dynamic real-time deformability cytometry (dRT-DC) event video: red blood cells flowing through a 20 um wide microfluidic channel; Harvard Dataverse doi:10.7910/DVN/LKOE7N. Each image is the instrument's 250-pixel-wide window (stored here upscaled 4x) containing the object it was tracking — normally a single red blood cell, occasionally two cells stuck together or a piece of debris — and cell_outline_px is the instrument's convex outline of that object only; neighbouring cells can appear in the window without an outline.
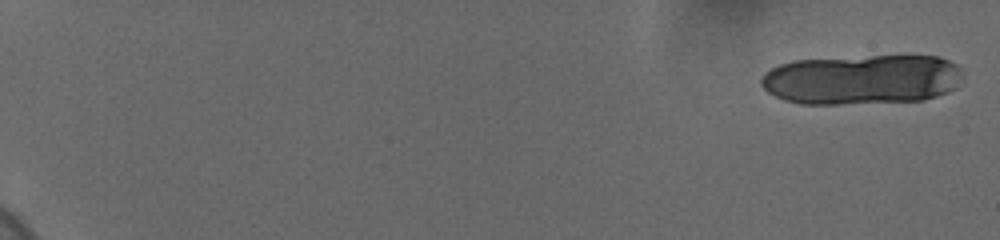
{"species": "human", "species_latin": "Homo sapiens", "temperature_condition": "cold", "stored_images_in_passage": 12, "camera_frame_rate_fps": 3000, "um_per_image_px": 0.085, "donor": {"sex": "female"}, "frame": {"image": 1, "passage_image": 1, "time_ms": 0.0, "image_size_px": [1000, 240], "cell_outline_px": [[960, 68], [956, 88], [948, 92], [924, 100], [836, 104], [800, 104], [784, 100], [768, 92], [760, 84], [760, 80], [764, 72], [780, 64], [792, 60], [872, 56], [936, 56], [948, 60], [956, 64]], "centroid_in_image_um": [73.21, 6.76], "position_along_channel_um": 11.8, "area_um2": 58.61}}
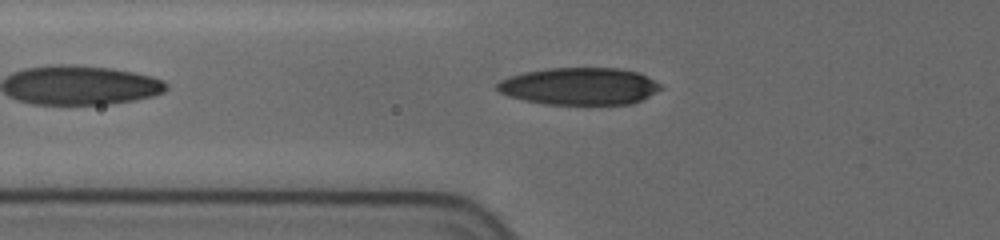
{"frame": {"image": 2, "passage_image": 11, "time_ms": 8.0, "image_size_px": [1000, 240], "cell_outline_px": [[664, 88], [632, 104], [544, 104], [524, 100], [508, 96], [500, 92], [496, 88], [496, 84], [500, 80], [508, 76], [524, 72], [544, 68], [620, 68], [636, 72], [660, 84]], "centroid_in_image_um": [49.21, 7.33], "position_along_channel_um": 76.6, "area_um2": 35.43}}
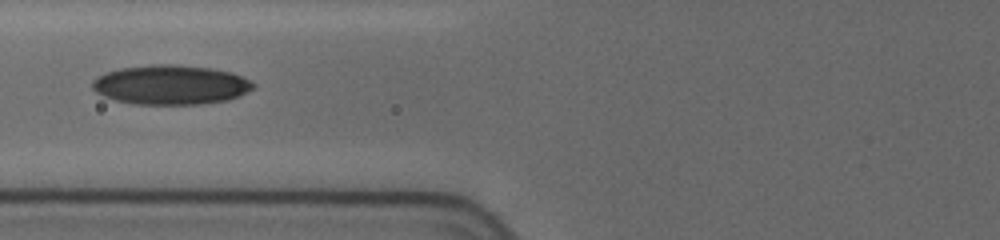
{"frame": {"image": 3, "passage_image": 12, "time_ms": 9.0, "image_size_px": [1000, 240], "cell_outline_px": [[256, 88], [240, 96], [228, 100], [204, 104], [132, 104], [116, 100], [104, 96], [96, 92], [92, 88], [92, 80], [96, 76], [120, 68], [152, 64], [180, 64], [212, 68], [232, 72], [252, 80], [256, 84]], "centroid_in_image_um": [14.56, 7.2], "position_along_channel_um": 111.2, "area_um2": 37.57}}